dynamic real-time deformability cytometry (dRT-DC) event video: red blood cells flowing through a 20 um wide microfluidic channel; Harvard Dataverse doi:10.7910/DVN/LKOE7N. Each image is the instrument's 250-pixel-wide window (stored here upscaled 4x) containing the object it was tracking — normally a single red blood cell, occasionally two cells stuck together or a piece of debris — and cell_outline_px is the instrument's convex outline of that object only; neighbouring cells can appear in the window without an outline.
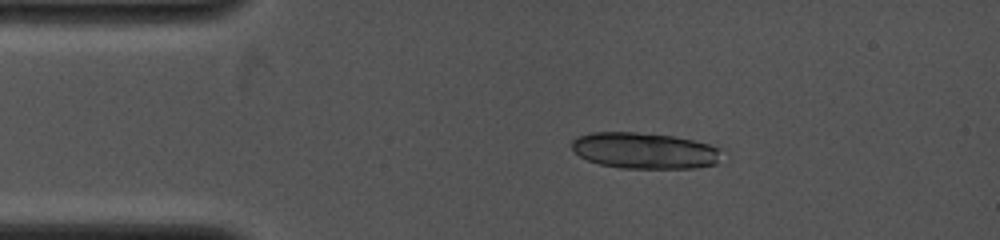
{"species": "common noctule bat (a hibernating species)", "species_latin": "Nyctalus noctula", "temperature_condition": "cold", "stored_images_in_passage": 3, "camera_frame_rate_fps": 4000, "um_per_image_px": 0.085, "animal": {"sex": "female", "body_mass_g": 19.0, "forearm_length_mm": 53.3}, "frame": {"image": 1, "passage_image": 2, "time_ms": 0.75, "image_size_px": [1000, 240], "cell_outline_px": [[724, 148], [716, 164], [696, 168], [620, 168], [600, 164], [588, 160], [580, 156], [572, 148], [572, 140], [580, 136], [592, 132], [636, 132], [672, 136], [692, 140]], "centroid_in_image_um": [54.82, 12.81], "position_along_channel_um": 30.2, "area_um2": 31.56}}